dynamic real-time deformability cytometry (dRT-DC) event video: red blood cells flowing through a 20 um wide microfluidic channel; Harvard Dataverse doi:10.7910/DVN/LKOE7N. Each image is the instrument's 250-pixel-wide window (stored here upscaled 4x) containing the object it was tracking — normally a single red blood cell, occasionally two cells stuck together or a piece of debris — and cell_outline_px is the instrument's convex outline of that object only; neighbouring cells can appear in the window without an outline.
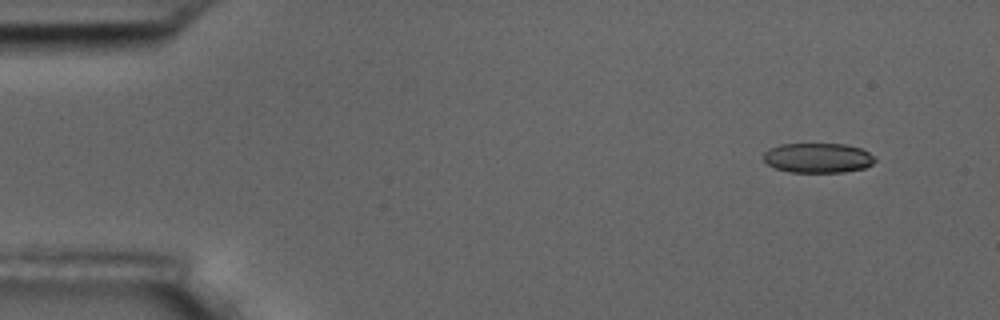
{"species": "common noctule bat (a hibernating species)", "species_latin": "Nyctalus noctula", "temperature_condition": "room temperature", "stored_images_in_passage": 10, "camera_frame_rate_fps": 3000, "um_per_image_px": 0.085, "animal": {"sex": "male", "body_mass_g": 17.5, "forearm_length_mm": 52.3}, "frame": {"image": 1, "passage_image": 1, "time_ms": 0.0, "image_size_px": [1000, 320], "cell_outline_px": [[876, 160], [872, 164], [864, 168], [844, 172], [788, 172], [776, 168], [768, 164], [764, 160], [764, 152], [768, 148], [780, 144], [844, 144], [860, 148], [876, 156]], "centroid_in_image_um": [69.53, 13.42], "position_along_channel_um": 15.5, "area_um2": 19.42}}
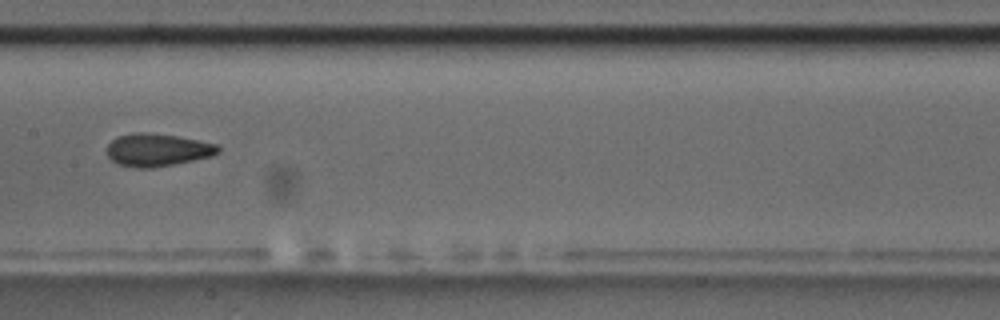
{"frame": {"image": 2, "passage_image": 8, "time_ms": 8.0, "image_size_px": [1000, 320], "cell_outline_px": [[220, 152], [212, 156], [152, 168], [136, 168], [116, 164], [108, 156], [108, 144], [116, 136], [136, 132], [144, 132], [176, 136], [216, 144], [220, 148]], "centroid_in_image_um": [13.35, 12.74], "position_along_channel_um": 194.1, "area_um2": 21.04}}
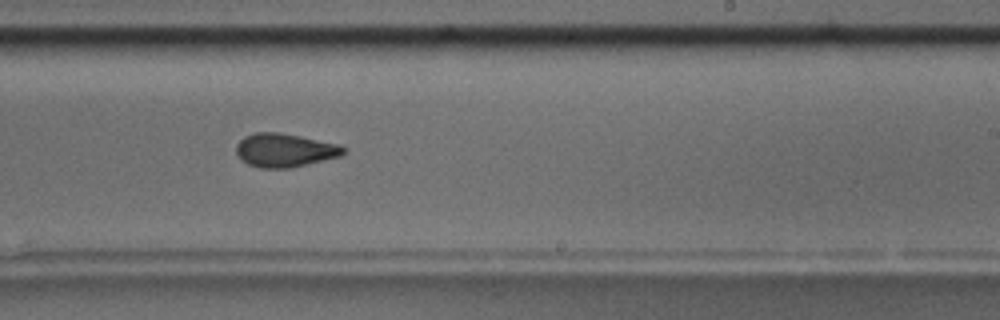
{"frame": {"image": 3, "passage_image": 10, "time_ms": 10.0, "image_size_px": [1000, 320], "cell_outline_px": [[344, 152], [340, 156], [288, 168], [260, 168], [248, 164], [236, 152], [236, 144], [244, 136], [256, 132], [276, 132], [300, 136], [340, 144], [344, 148]], "centroid_in_image_um": [24.18, 12.76], "position_along_channel_um": 264.8, "area_um2": 20.69}}